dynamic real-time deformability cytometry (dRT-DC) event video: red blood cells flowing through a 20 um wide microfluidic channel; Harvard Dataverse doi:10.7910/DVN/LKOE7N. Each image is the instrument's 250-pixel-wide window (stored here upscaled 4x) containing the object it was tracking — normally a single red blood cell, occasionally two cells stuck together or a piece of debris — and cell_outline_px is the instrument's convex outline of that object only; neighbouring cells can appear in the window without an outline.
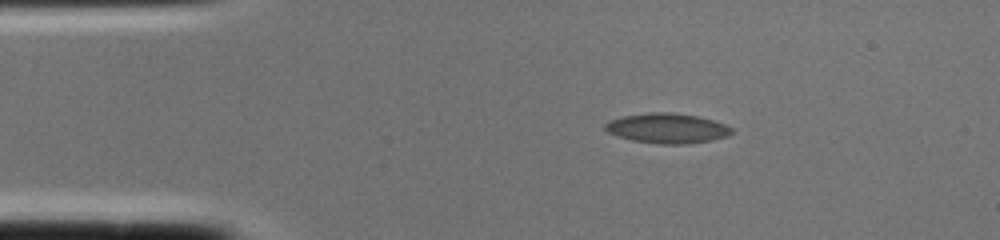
{"species": "common noctule bat (a hibernating species)", "species_latin": "Nyctalus noctula", "temperature_condition": "cold", "stored_images_in_passage": 2, "segment_of_instrument_passage": [1, 2], "camera_frame_rate_fps": 3000, "um_per_image_px": 0.085, "animal": {"sex": "female", "body_mass_g": 22.0, "forearm_length_mm": 56.7}, "frame": {"image": 1, "passage_image": 1, "time_ms": 0.0, "image_size_px": [1000, 240], "cell_outline_px": [[736, 132], [728, 136], [712, 140], [688, 144], [660, 144], [632, 140], [616, 136], [608, 132], [604, 128], [604, 124], [612, 120], [624, 116], [648, 112], [672, 112], [700, 116], [724, 124], [732, 128]], "centroid_in_image_um": [56.75, 10.9], "position_along_channel_um": 28.3, "area_um2": 22.25}}